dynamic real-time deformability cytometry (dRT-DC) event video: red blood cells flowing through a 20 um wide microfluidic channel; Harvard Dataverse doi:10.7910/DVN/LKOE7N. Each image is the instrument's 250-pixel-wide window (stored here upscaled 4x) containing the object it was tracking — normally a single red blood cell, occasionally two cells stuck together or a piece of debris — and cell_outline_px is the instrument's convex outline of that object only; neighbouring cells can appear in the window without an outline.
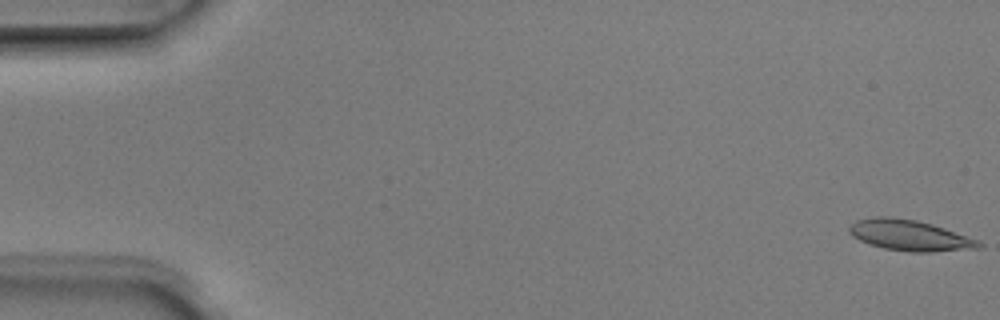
{"species": "Egyptian fruit bat (a non-hibernating species)", "species_latin": "Rousettus aegyptiacus", "temperature_condition": "room temperature", "stored_images_in_passage": 6, "camera_frame_rate_fps": 3000, "um_per_image_px": 0.085, "animal": {"sex": "male"}, "frame": {"image": 1, "passage_image": 1, "time_ms": 0.0, "image_size_px": [1000, 320], "cell_outline_px": [[984, 244], [980, 248], [932, 252], [908, 252], [884, 248], [868, 244], [852, 236], [848, 232], [848, 228], [856, 220], [872, 216], [888, 216], [916, 220], [932, 224], [980, 240]], "centroid_in_image_um": [77.32, 20.0], "position_along_channel_um": 7.7, "area_um2": 23.47}}
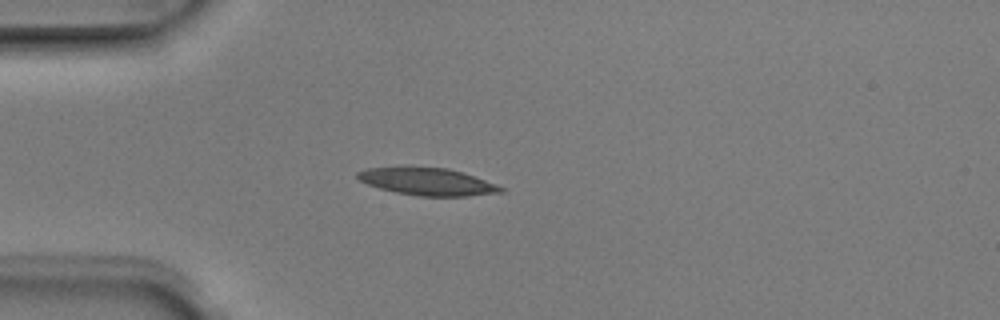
{"frame": {"image": 2, "passage_image": 6, "time_ms": 1.667, "image_size_px": [1000, 320], "cell_outline_px": [[504, 192], [468, 196], [420, 196], [396, 192], [380, 188], [368, 184], [360, 180], [356, 176], [356, 172], [364, 168], [404, 164], [448, 168], [496, 184], [504, 188]], "centroid_in_image_um": [36.24, 15.39], "position_along_channel_um": 48.8, "area_um2": 23.47}}